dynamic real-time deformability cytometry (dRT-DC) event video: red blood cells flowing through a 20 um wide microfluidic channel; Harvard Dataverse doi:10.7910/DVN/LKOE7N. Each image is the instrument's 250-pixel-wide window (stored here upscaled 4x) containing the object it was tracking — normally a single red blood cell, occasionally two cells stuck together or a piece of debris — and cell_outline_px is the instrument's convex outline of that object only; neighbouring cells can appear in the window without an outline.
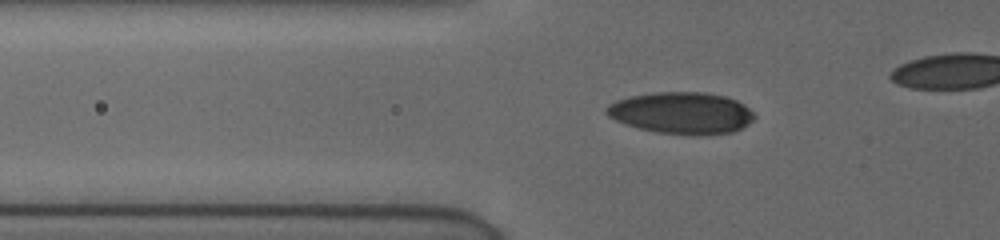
{"species": "human", "species_latin": "Homo sapiens", "temperature_condition": "cold", "stored_images_in_passage": 35, "camera_frame_rate_fps": 3000, "um_per_image_px": 0.085, "donor": {"sex": "female"}, "frame": {"image": 1, "passage_image": 6, "time_ms": 1.667, "image_size_px": [1000, 240], "cell_outline_px": [[756, 116], [748, 124], [732, 132], [656, 132], [640, 128], [616, 120], [608, 116], [604, 112], [604, 108], [608, 104], [616, 100], [628, 96], [656, 92], [704, 92], [724, 96], [736, 100], [744, 104]], "centroid_in_image_um": [57.88, 9.54], "position_along_channel_um": 67.9, "area_um2": 34.97}}
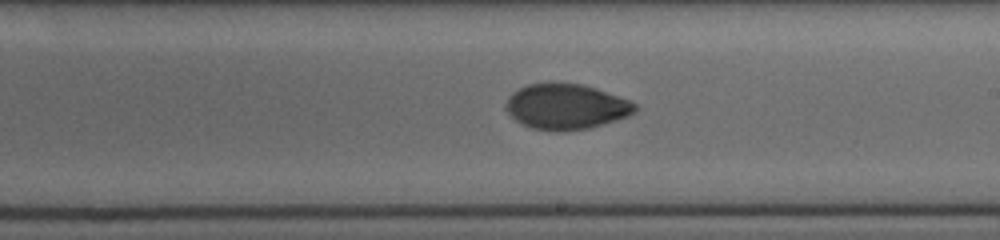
{"frame": {"image": 2, "passage_image": 20, "time_ms": 6.333, "image_size_px": [1000, 240], "cell_outline_px": [[636, 112], [628, 116], [588, 128], [556, 132], [532, 128], [520, 124], [504, 108], [504, 104], [508, 96], [512, 92], [528, 84], [552, 80], [584, 84], [596, 88], [628, 100], [636, 104]], "centroid_in_image_um": [48.06, 9.03], "position_along_channel_um": 240.9, "area_um2": 34.74}}
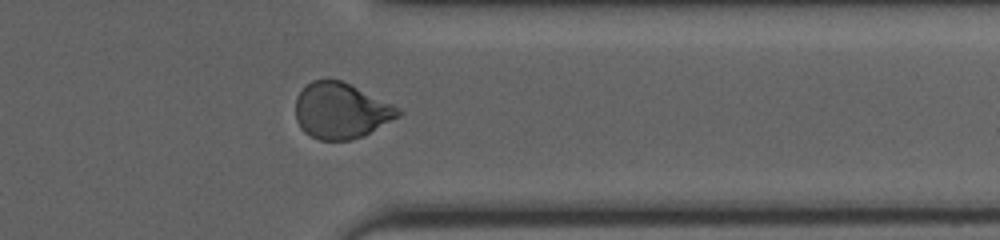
{"frame": {"image": 3, "passage_image": 31, "time_ms": 10.0, "image_size_px": [1000, 240], "cell_outline_px": [[404, 112], [400, 116], [364, 136], [352, 140], [320, 140], [304, 132], [300, 128], [296, 120], [296, 96], [312, 80], [340, 80], [392, 104], [400, 108]], "centroid_in_image_um": [28.99, 9.44], "position_along_channel_um": 382.4, "area_um2": 33.23}}